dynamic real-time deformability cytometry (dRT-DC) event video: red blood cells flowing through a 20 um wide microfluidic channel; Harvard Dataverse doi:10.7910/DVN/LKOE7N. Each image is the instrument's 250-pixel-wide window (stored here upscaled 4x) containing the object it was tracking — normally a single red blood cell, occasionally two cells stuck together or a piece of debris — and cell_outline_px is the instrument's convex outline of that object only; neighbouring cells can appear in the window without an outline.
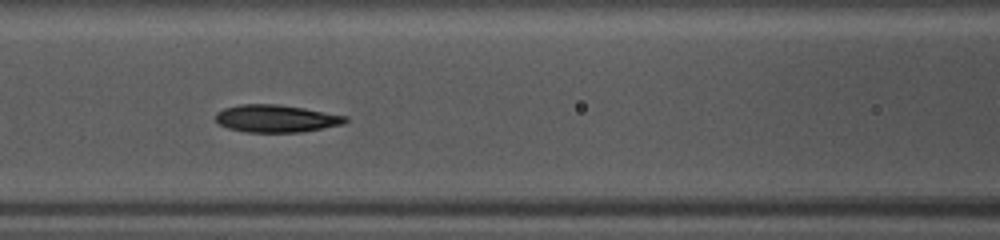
{"species": "common noctule bat (a hibernating species)", "species_latin": "Nyctalus noctula", "temperature_condition": "warm", "stored_images_in_passage": 30, "camera_frame_rate_fps": 3000, "um_per_image_px": 0.085, "animal": {"sex": "female", "body_mass_g": 10.0, "forearm_length_mm": 53.1}, "frame": {"image": 1, "passage_image": 9, "time_ms": 2.667, "image_size_px": [1000, 240], "cell_outline_px": [[348, 120], [344, 124], [300, 132], [244, 132], [228, 128], [216, 124], [216, 112], [224, 108], [240, 104], [276, 104], [304, 108], [348, 116]], "centroid_in_image_um": [23.45, 10.07], "position_along_channel_um": 143.2, "area_um2": 20.87}}
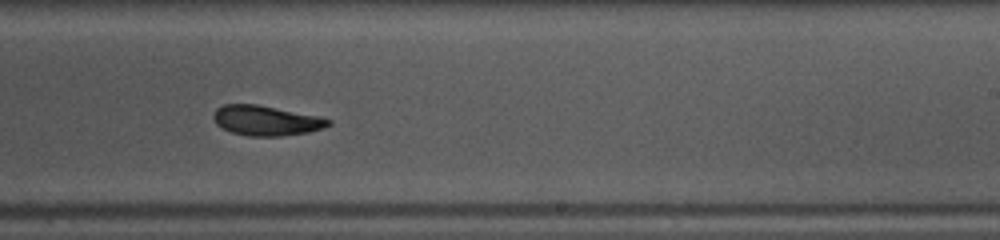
{"frame": {"image": 2, "passage_image": 18, "time_ms": 5.667, "image_size_px": [1000, 240], "cell_outline_px": [[332, 124], [324, 128], [308, 132], [280, 136], [248, 136], [232, 132], [216, 124], [212, 116], [212, 112], [216, 108], [224, 104], [256, 104], [320, 116], [332, 120]], "centroid_in_image_um": [22.62, 10.24], "position_along_channel_um": 266.4, "area_um2": 20.17}, "authors_computed_cell_mechanics": {"area_um2": 20.8947, "velocity_mm_per_s": 4.1135, "shape_relaxation_time_tau1_ms": 2.8787, "shape_relaxation_time_tau2_ms": 1.9397, "deformation_change_tau1": 0.1052, "deformation_change_tau2": 0.0657}}